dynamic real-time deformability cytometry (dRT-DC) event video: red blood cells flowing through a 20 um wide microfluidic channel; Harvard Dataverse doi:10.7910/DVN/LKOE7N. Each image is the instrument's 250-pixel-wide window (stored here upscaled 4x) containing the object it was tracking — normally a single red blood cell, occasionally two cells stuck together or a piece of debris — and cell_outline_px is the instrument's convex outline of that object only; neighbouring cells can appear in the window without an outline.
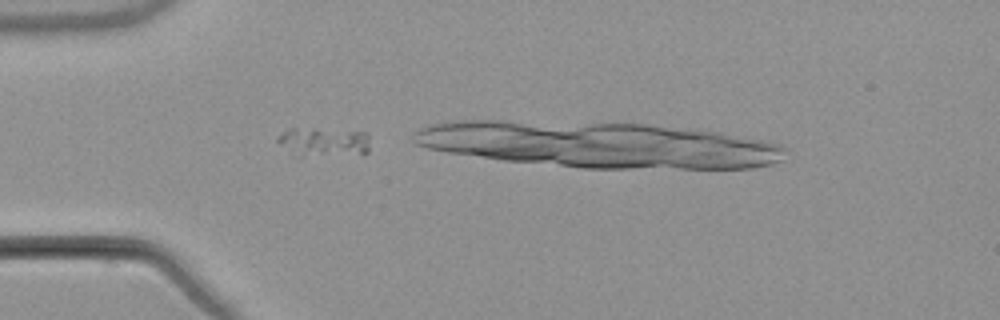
{"species": "common noctule bat (a hibernating species)", "species_latin": "Nyctalus noctula", "temperature_condition": "warm", "stored_images_in_passage": 3, "camera_frame_rate_fps": 3000, "um_per_image_px": 0.085, "animal": {"sex": "male", "body_mass_g": 21.5, "forearm_length_mm": 52.0}, "frame": {"image": 1, "passage_image": 3, "time_ms": 2.333, "image_size_px": [1000, 320], "cell_outline_px": [[368, 152], [304, 156], [300, 156], [276, 140], [276, 136], [292, 128], [296, 128], [368, 132]], "centroid_in_image_um": [27.52, 12.04], "position_along_channel_um": 57.5, "area_um2": 14.8}}